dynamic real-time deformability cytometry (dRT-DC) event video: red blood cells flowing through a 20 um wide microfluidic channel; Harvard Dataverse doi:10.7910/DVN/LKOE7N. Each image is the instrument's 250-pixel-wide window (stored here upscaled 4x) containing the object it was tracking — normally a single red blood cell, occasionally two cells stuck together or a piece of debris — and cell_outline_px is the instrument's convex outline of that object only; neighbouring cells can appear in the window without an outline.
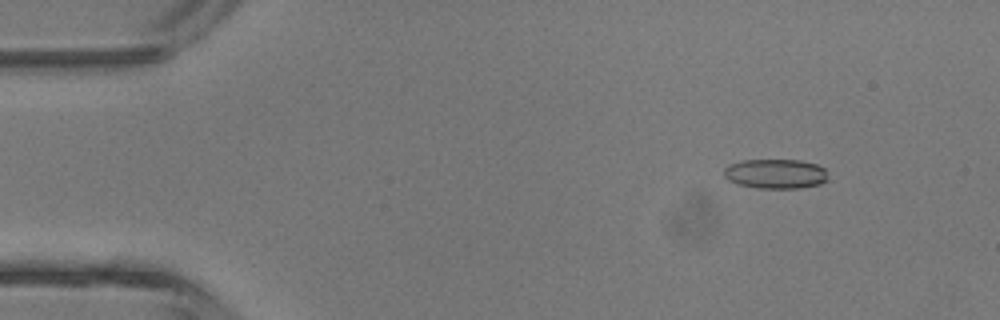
{"species": "common noctule bat (a hibernating species)", "species_latin": "Nyctalus noctula", "temperature_condition": "room temperature", "stored_images_in_passage": 3, "camera_frame_rate_fps": 3000, "um_per_image_px": 0.085, "animal": {"sex": "male", "body_mass_g": 13.3}, "frame": {"image": 1, "passage_image": 1, "time_ms": 0.0, "image_size_px": [1000, 320], "cell_outline_px": [[828, 180], [820, 184], [800, 188], [756, 188], [736, 184], [728, 180], [724, 176], [724, 168], [728, 164], [744, 160], [800, 160], [816, 164], [824, 168]], "centroid_in_image_um": [65.9, 14.77], "position_along_channel_um": 19.1, "area_um2": 18.09}}